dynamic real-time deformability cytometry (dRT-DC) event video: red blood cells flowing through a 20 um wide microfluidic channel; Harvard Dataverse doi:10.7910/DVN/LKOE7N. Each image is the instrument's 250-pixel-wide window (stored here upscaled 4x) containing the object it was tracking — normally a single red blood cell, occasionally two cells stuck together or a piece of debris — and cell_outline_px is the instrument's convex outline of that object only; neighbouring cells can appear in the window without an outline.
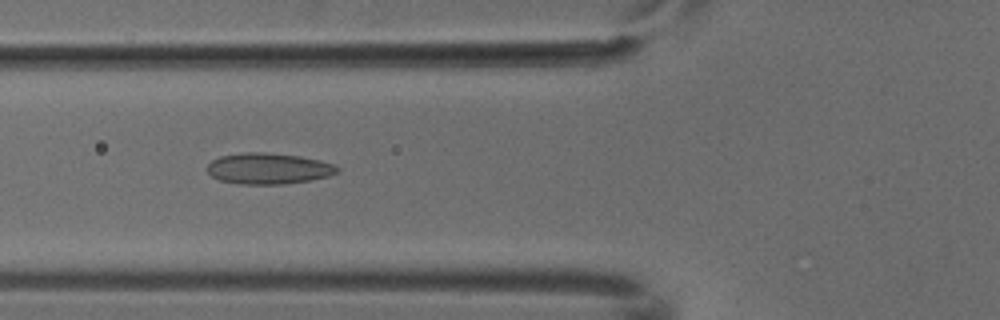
{"species": "common noctule bat (a hibernating species)", "species_latin": "Nyctalus noctula", "temperature_condition": "cold", "stored_images_in_passage": 8, "camera_frame_rate_fps": 3000, "um_per_image_px": 0.085, "animal": {"sex": "male", "body_mass_g": 18.8}, "frame": {"image": 1, "passage_image": 6, "time_ms": 1.667, "image_size_px": [1000, 320], "cell_outline_px": [[340, 172], [328, 176], [308, 180], [284, 184], [240, 184], [220, 180], [212, 176], [208, 172], [208, 164], [212, 160], [220, 156], [244, 152], [264, 152], [300, 156], [320, 160], [332, 164], [340, 168]], "centroid_in_image_um": [22.82, 14.32], "position_along_channel_um": 103.0, "area_um2": 23.47}}
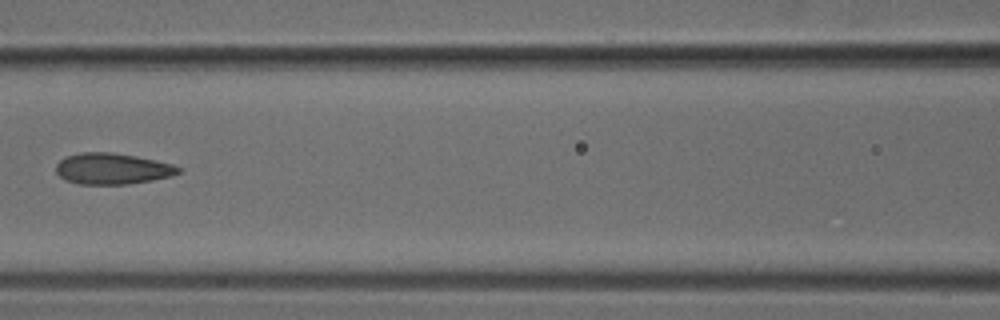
{"frame": {"image": 2, "passage_image": 7, "time_ms": 2.0, "image_size_px": [1000, 320], "cell_outline_px": [[180, 172], [172, 176], [152, 180], [128, 184], [80, 184], [64, 180], [56, 172], [56, 164], [60, 160], [68, 156], [80, 152], [108, 152], [136, 156], [172, 164], [180, 168]], "centroid_in_image_um": [9.53, 14.34], "position_along_channel_um": 157.1, "area_um2": 22.08}}
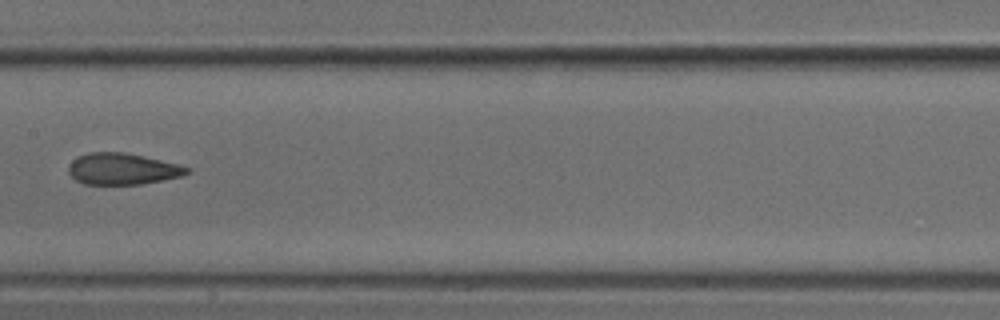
{"frame": {"image": 3, "passage_image": 8, "time_ms": 2.333, "image_size_px": [1000, 320], "cell_outline_px": [[188, 172], [184, 176], [140, 184], [84, 184], [76, 180], [68, 172], [68, 168], [72, 160], [76, 156], [88, 152], [124, 152], [160, 160], [176, 164], [188, 168]], "centroid_in_image_um": [10.35, 14.35], "position_along_channel_um": 197.0, "area_um2": 21.5}}